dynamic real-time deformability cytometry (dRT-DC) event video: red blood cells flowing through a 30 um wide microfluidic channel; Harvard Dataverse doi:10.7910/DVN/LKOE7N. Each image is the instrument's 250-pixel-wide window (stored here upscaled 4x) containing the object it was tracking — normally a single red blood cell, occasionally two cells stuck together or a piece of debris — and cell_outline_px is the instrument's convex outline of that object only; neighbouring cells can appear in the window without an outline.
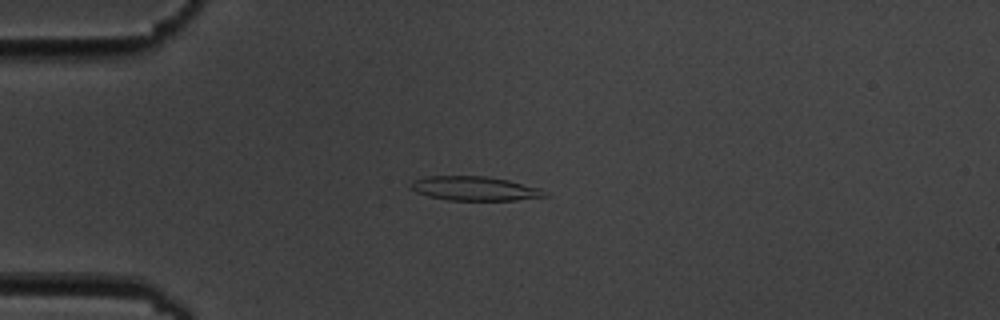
{"species": "common noctule bat (a hibernating species)", "species_latin": "Nyctalus noctula", "temperature_condition": "cold", "stored_images_in_passage": 3, "camera_frame_rate_fps": 3000, "um_per_image_px": 0.085, "animal": {"sex": "male", "body_mass_g": 19.5, "forearm_length_mm": 54.6}, "frame": {"image": 1, "passage_image": 3, "time_ms": 2.333, "image_size_px": [1000, 320], "cell_outline_px": [[552, 196], [516, 200], [448, 200], [428, 196], [416, 192], [408, 188], [412, 180], [428, 176], [484, 176], [508, 180], [540, 188], [548, 192]], "centroid_in_image_um": [40.36, 16.03], "position_along_channel_um": 44.6, "area_um2": 19.07}}